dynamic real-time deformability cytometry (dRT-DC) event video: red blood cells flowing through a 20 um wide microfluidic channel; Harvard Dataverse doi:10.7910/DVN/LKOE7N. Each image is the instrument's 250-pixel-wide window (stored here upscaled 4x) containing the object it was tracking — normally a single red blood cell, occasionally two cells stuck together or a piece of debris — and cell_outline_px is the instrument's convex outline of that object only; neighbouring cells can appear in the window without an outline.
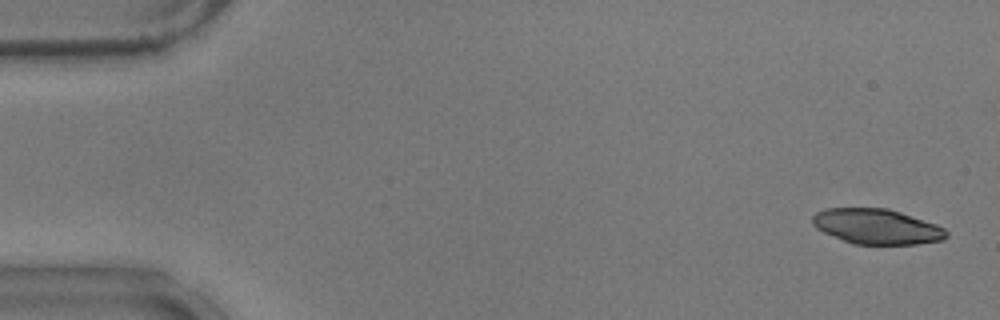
{"species": "common noctule bat (a hibernating species)", "species_latin": "Nyctalus noctula", "temperature_condition": "warm", "stored_images_in_passage": 53, "camera_frame_rate_fps": 3000, "um_per_image_px": 0.085, "animal": {"sex": "male", "body_mass_g": 17.9}, "frame": {"image": 1, "passage_image": 2, "time_ms": 0.333, "image_size_px": [1000, 320], "cell_outline_px": [[948, 236], [944, 240], [916, 244], [852, 244], [824, 232], [816, 228], [812, 224], [812, 216], [816, 212], [824, 208], [888, 208], [936, 224], [944, 228], [948, 232]], "centroid_in_image_um": [74.52, 19.25], "position_along_channel_um": 10.5, "area_um2": 27.51}}